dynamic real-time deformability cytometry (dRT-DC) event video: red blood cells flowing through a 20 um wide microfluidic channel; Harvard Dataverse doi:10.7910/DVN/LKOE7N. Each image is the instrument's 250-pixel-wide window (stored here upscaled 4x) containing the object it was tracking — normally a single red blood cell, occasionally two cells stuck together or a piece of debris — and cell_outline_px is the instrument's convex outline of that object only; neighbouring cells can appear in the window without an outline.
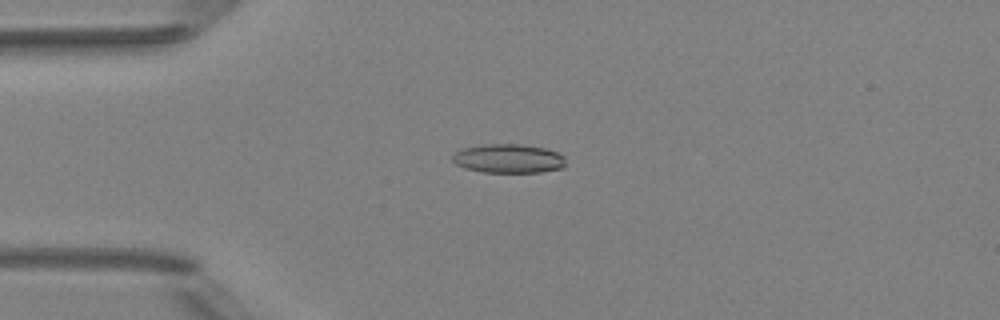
{"species": "Egyptian fruit bat (a non-hibernating species)", "species_latin": "Rousettus aegyptiacus", "temperature_condition": "room temperature", "stored_images_in_passage": 6, "camera_frame_rate_fps": 3000, "um_per_image_px": 0.085, "animal": {"sex": "female"}, "frame": {"image": 1, "passage_image": 3, "time_ms": 3.333, "image_size_px": [1000, 320], "cell_outline_px": [[564, 168], [540, 172], [484, 172], [464, 168], [456, 164], [452, 160], [452, 156], [460, 148], [480, 144], [524, 144], [544, 148], [556, 152], [564, 156]], "centroid_in_image_um": [43.19, 13.47], "position_along_channel_um": 41.8, "area_um2": 19.25}}
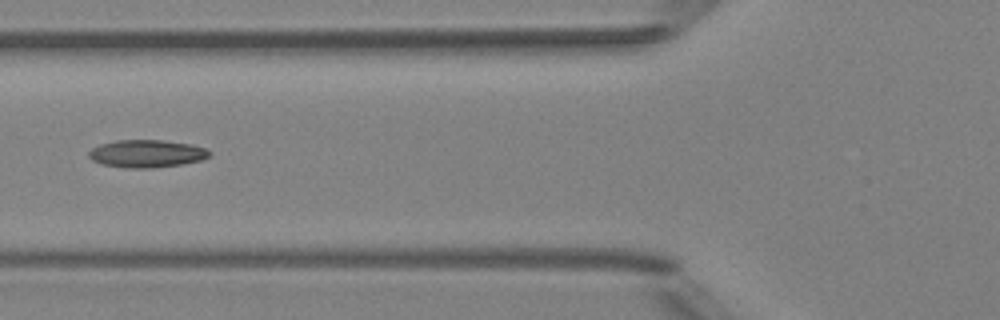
{"frame": {"image": 2, "passage_image": 5, "time_ms": 5.667, "image_size_px": [1000, 320], "cell_outline_px": [[212, 152], [208, 156], [200, 160], [180, 164], [152, 168], [124, 168], [100, 164], [92, 160], [88, 156], [88, 152], [92, 148], [100, 144], [116, 140], [164, 140], [192, 144], [204, 148]], "centroid_in_image_um": [12.42, 13.05], "position_along_channel_um": 113.4, "area_um2": 19.48}}
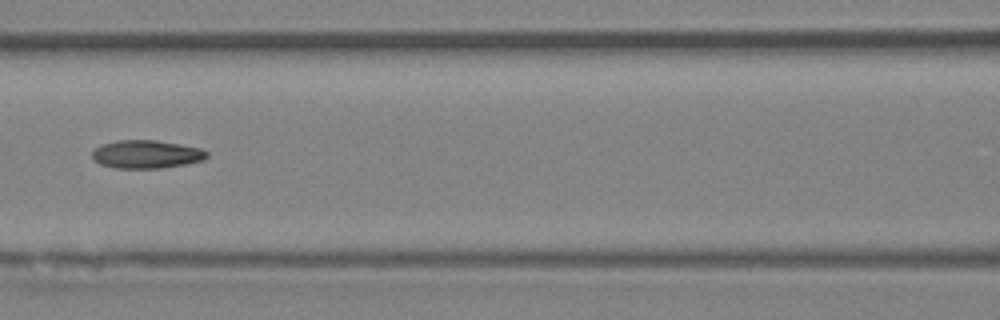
{"frame": {"image": 3, "passage_image": 6, "time_ms": 6.667, "image_size_px": [1000, 320], "cell_outline_px": [[208, 156], [204, 160], [184, 164], [160, 168], [116, 168], [100, 164], [92, 156], [92, 152], [96, 148], [104, 144], [116, 140], [156, 140], [180, 144], [200, 148], [208, 152]], "centroid_in_image_um": [12.47, 13.11], "position_along_channel_um": 154.1, "area_um2": 18.67}}